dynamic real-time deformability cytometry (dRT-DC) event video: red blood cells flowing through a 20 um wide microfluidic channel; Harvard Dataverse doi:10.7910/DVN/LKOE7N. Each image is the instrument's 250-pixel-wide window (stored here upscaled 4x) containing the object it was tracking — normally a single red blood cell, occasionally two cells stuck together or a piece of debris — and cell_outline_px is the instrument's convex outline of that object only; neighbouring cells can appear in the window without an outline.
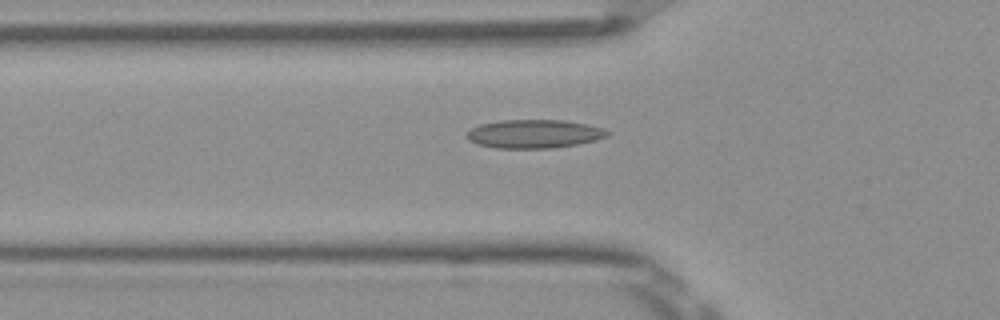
{"species": "Egyptian fruit bat (a non-hibernating species)", "species_latin": "Rousettus aegyptiacus", "temperature_condition": "room temperature", "stored_images_in_passage": 50, "camera_frame_rate_fps": 3000, "um_per_image_px": 0.085, "frame": {"image": 1, "passage_image": 18, "time_ms": 5.667, "image_size_px": [1000, 320], "cell_outline_px": [[612, 132], [608, 136], [596, 140], [576, 144], [552, 148], [496, 148], [476, 144], [468, 140], [464, 136], [464, 132], [480, 124], [500, 120], [564, 120], [604, 128]], "centroid_in_image_um": [45.36, 11.38], "position_along_channel_um": 80.4, "area_um2": 23.58}}
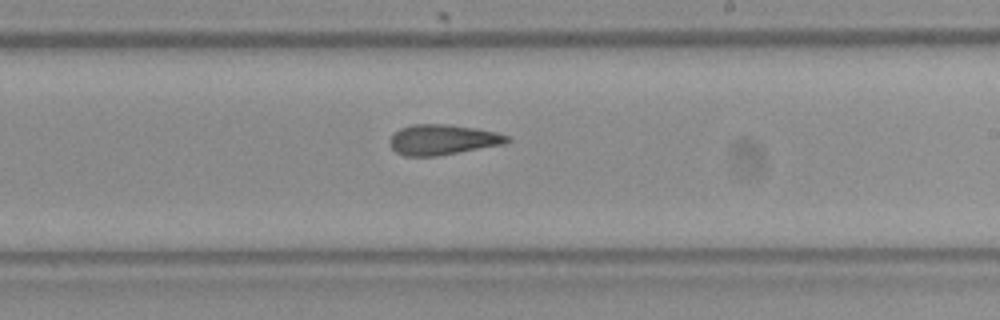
{"frame": {"image": 2, "passage_image": 31, "time_ms": 10.0, "image_size_px": [1000, 320], "cell_outline_px": [[512, 140], [504, 144], [436, 156], [404, 156], [396, 152], [388, 144], [388, 140], [400, 128], [412, 124], [448, 124], [476, 128], [496, 132], [508, 136]], "centroid_in_image_um": [37.6, 11.87], "position_along_channel_um": 251.4, "area_um2": 20.75}}
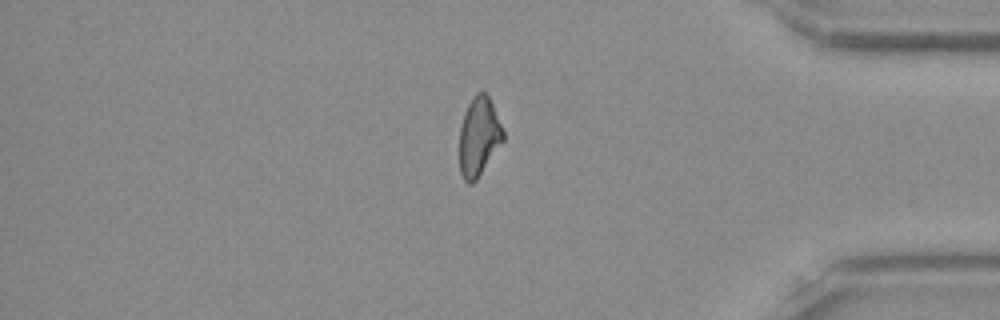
{"frame": {"image": 3, "passage_image": 44, "time_ms": 14.333, "image_size_px": [1000, 320], "cell_outline_px": [[504, 140], [476, 180], [472, 184], [468, 184], [464, 180], [460, 172], [460, 128], [464, 112], [468, 104], [476, 92], [484, 92], [488, 96], [492, 104], [504, 132]], "centroid_in_image_um": [40.69, 11.62], "position_along_channel_um": 394.5, "area_um2": 19.88}}